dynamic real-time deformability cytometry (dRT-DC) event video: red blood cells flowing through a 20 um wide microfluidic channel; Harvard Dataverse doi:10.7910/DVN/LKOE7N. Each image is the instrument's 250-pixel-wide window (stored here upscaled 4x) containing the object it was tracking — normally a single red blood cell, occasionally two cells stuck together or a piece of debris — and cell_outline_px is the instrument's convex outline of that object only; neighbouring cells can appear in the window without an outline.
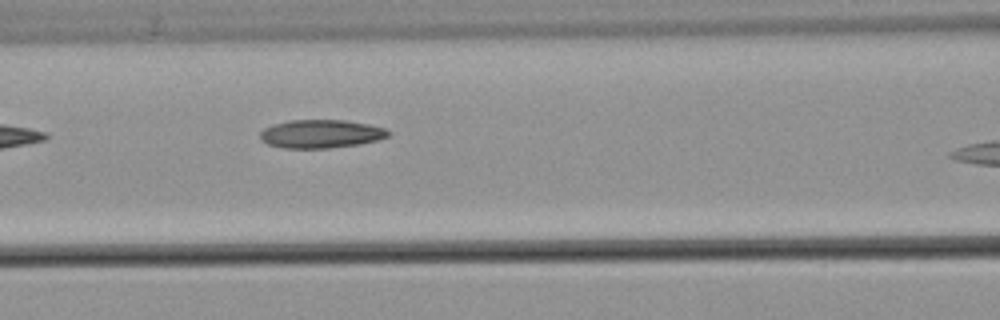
{"species": "common noctule bat (a hibernating species)", "species_latin": "Nyctalus noctula", "temperature_condition": "warm", "stored_images_in_passage": 4, "camera_frame_rate_fps": 3000, "um_per_image_px": 0.085, "animal": {"sex": "male", "body_mass_g": 21.5, "forearm_length_mm": 52.0}, "frame": {"image": 1, "passage_image": 3, "time_ms": 2.667, "image_size_px": [1000, 320], "cell_outline_px": [[392, 132], [388, 136], [380, 140], [360, 144], [328, 148], [284, 148], [268, 144], [260, 140], [260, 132], [264, 128], [272, 124], [292, 120], [344, 120], [368, 124], [388, 128]], "centroid_in_image_um": [27.31, 11.38], "position_along_channel_um": 139.3, "area_um2": 21.39}}